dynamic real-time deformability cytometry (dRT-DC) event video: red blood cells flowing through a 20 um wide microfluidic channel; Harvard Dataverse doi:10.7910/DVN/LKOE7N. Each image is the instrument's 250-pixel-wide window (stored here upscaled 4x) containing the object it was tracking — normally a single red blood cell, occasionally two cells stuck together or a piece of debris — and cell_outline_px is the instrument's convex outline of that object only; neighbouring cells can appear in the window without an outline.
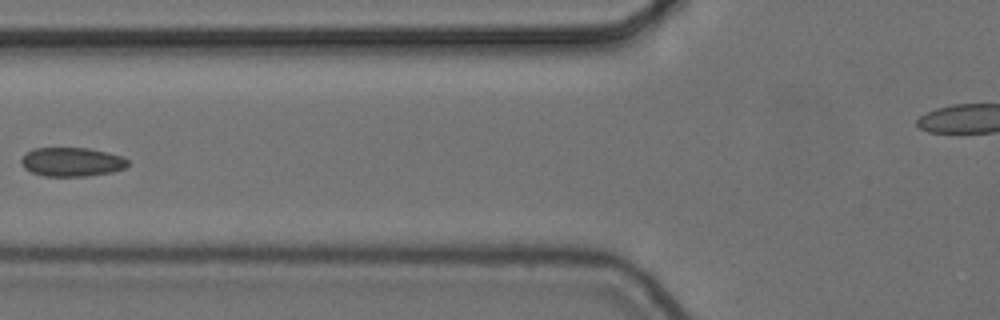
{"species": "common noctule bat (a hibernating species)", "species_latin": "Nyctalus noctula", "temperature_condition": "cold", "stored_images_in_passage": 7, "camera_frame_rate_fps": 3000, "um_per_image_px": 0.085, "animal": {"sex": "female", "body_mass_g": 24.6, "forearm_length_mm": 56.2}, "frame": {"image": 1, "passage_image": 6, "time_ms": 1.667, "image_size_px": [1000, 320], "cell_outline_px": [[128, 164], [124, 168], [112, 172], [84, 176], [44, 176], [32, 172], [24, 168], [20, 160], [32, 148], [88, 148], [108, 152], [124, 156], [128, 160]], "centroid_in_image_um": [6.12, 13.76], "position_along_channel_um": 119.7, "area_um2": 17.98}}
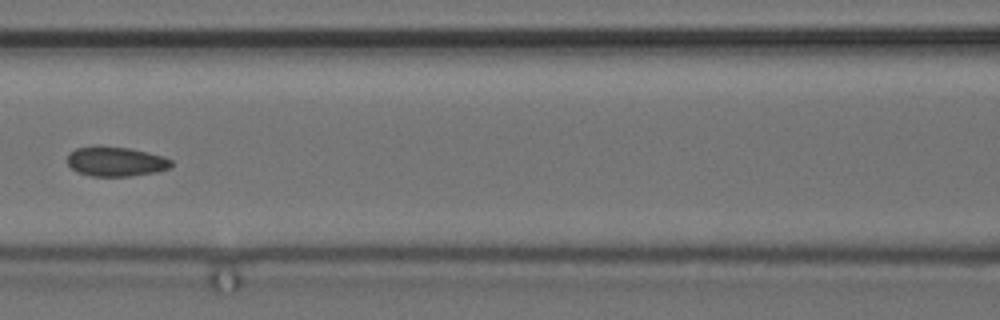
{"frame": {"image": 2, "passage_image": 7, "time_ms": 2.0, "image_size_px": [1000, 320], "cell_outline_px": [[172, 164], [168, 168], [156, 172], [128, 176], [92, 176], [80, 172], [72, 168], [68, 164], [68, 152], [76, 148], [132, 148], [164, 156], [172, 160]], "centroid_in_image_um": [9.89, 13.75], "position_along_channel_um": 156.7, "area_um2": 17.4}}